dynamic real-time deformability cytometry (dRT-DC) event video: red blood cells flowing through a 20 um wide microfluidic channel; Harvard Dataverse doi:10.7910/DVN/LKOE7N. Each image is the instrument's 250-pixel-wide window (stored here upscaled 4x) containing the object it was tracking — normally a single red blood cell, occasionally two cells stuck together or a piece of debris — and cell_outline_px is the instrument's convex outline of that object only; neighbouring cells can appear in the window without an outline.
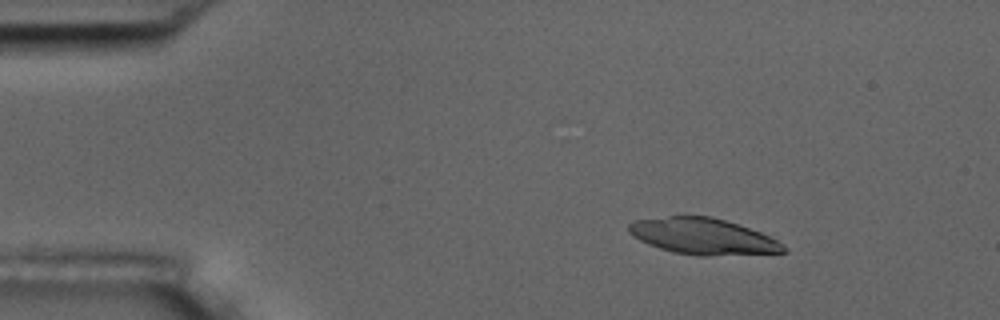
{"species": "common noctule bat (a hibernating species)", "species_latin": "Nyctalus noctula", "temperature_condition": "room temperature", "stored_images_in_passage": 12, "camera_frame_rate_fps": 3000, "um_per_image_px": 0.085, "animal": {"sex": "male", "body_mass_g": 17.5, "forearm_length_mm": 52.3}, "frame": {"image": 1, "passage_image": 3, "time_ms": 0.667, "image_size_px": [1000, 320], "cell_outline_px": [[788, 252], [708, 256], [696, 256], [676, 252], [660, 248], [648, 244], [640, 240], [628, 232], [628, 224], [636, 220], [684, 212], [712, 216], [760, 232], [784, 244]], "centroid_in_image_um": [59.7, 20.05], "position_along_channel_um": 25.3, "area_um2": 33.23}}